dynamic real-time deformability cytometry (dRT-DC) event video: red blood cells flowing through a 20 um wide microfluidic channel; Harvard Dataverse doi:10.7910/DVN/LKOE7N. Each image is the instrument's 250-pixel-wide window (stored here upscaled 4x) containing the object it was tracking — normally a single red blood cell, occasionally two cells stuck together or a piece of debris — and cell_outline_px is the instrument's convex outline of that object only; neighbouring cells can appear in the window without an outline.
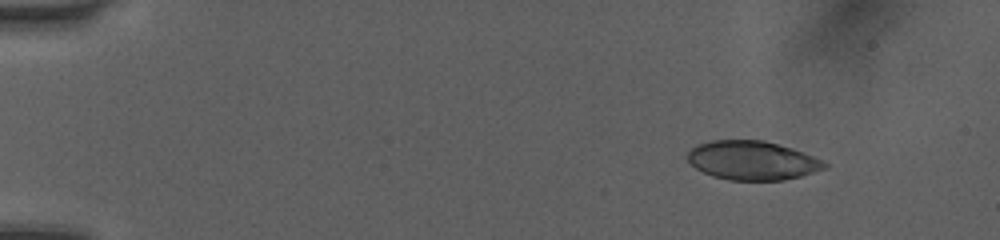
{"species": "human", "species_latin": "Homo sapiens", "temperature_condition": "room temperature", "stored_images_in_passage": 38, "camera_frame_rate_fps": 3000, "um_per_image_px": 0.085, "donor": {"sex": "female"}, "frame": {"image": 1, "passage_image": 5, "time_ms": 1.333, "image_size_px": [1000, 240], "cell_outline_px": [[828, 168], [800, 176], [784, 180], [728, 180], [712, 176], [696, 168], [688, 160], [688, 152], [696, 144], [712, 140], [764, 140], [792, 148], [824, 160], [828, 164]], "centroid_in_image_um": [63.97, 13.63], "position_along_channel_um": 21.0, "area_um2": 31.15}}
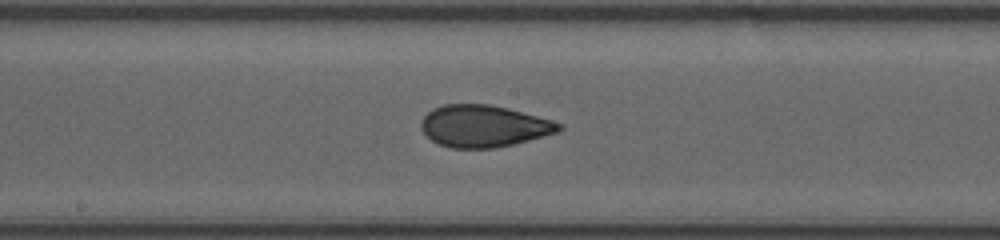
{"frame": {"image": 2, "passage_image": 23, "time_ms": 7.333, "image_size_px": [1000, 240], "cell_outline_px": [[564, 128], [560, 132], [512, 144], [492, 148], [452, 148], [440, 144], [432, 140], [420, 128], [420, 120], [432, 108], [444, 104], [488, 104], [508, 108], [552, 120], [564, 124]], "centroid_in_image_um": [41.13, 10.71], "position_along_channel_um": 207.1, "area_um2": 33.7}}
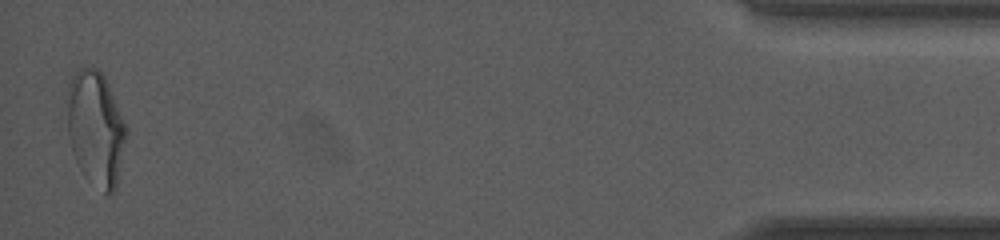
{"frame": {"image": 3, "passage_image": 38, "time_ms": 12.333, "image_size_px": [1000, 240], "cell_outline_px": [[128, 132], [116, 188], [112, 192], [104, 192], [80, 168], [72, 152], [68, 136], [64, 100], [68, 84], [72, 76], [80, 68], [96, 68], [104, 76], [108, 84], [128, 128]], "centroid_in_image_um": [8.11, 10.84], "position_along_channel_um": 427.1, "area_um2": 39.71}, "authors_computed_cell_mechanics": {"area_um2": 33.5529, "velocity_mm_per_s": 4.1513, "shape_relaxation_time_tau1_ms": null, "shape_relaxation_time_tau2_ms": 1.2836, "deformation_change_tau1": null, "deformation_change_tau2": 0.0781}}